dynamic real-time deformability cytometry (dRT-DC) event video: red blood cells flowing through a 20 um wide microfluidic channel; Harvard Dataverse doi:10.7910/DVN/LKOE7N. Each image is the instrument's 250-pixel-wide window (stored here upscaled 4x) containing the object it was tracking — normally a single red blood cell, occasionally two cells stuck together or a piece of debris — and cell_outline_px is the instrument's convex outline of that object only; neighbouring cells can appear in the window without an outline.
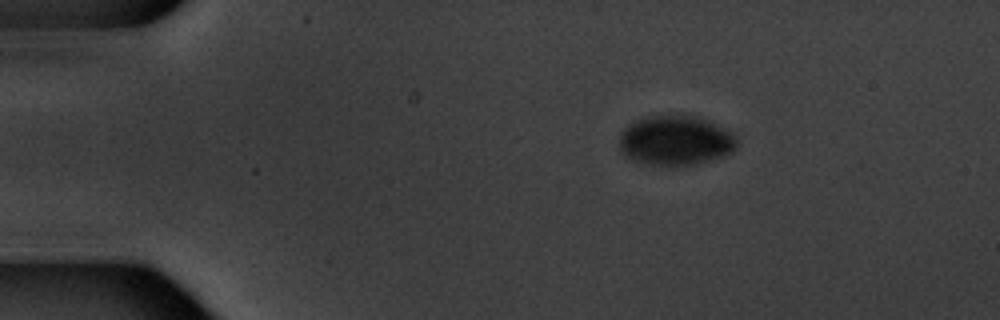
{"species": "common noctule bat (a hibernating species)", "species_latin": "Nyctalus noctula", "temperature_condition": "warm", "stored_images_in_passage": 3, "camera_frame_rate_fps": 3000, "um_per_image_px": 0.085, "animal": {"sex": "male", "body_mass_g": 20.1, "forearm_length_mm": 53.5}, "frame": {"image": 1, "passage_image": 1, "time_ms": 0.0, "image_size_px": [1000, 320], "cell_outline_px": [[736, 148], [732, 152], [724, 156], [712, 160], [696, 164], [648, 164], [632, 160], [624, 156], [620, 152], [620, 136], [624, 128], [628, 124], [636, 120], [652, 116], [696, 116], [708, 120], [732, 132], [736, 136]], "centroid_in_image_um": [57.43, 11.94], "position_along_channel_um": 27.6, "area_um2": 33.87}}